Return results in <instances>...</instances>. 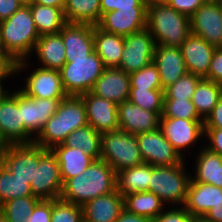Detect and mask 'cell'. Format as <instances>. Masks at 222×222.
<instances>
[{
    "mask_svg": "<svg viewBox=\"0 0 222 222\" xmlns=\"http://www.w3.org/2000/svg\"><path fill=\"white\" fill-rule=\"evenodd\" d=\"M40 35L28 4L21 6L11 17L0 21V47L14 62L15 73L29 68L28 60ZM29 58V59H27Z\"/></svg>",
    "mask_w": 222,
    "mask_h": 222,
    "instance_id": "obj_1",
    "label": "cell"
},
{
    "mask_svg": "<svg viewBox=\"0 0 222 222\" xmlns=\"http://www.w3.org/2000/svg\"><path fill=\"white\" fill-rule=\"evenodd\" d=\"M117 190L116 172L104 160H94L80 175L63 184L60 198L78 206H84L96 197Z\"/></svg>",
    "mask_w": 222,
    "mask_h": 222,
    "instance_id": "obj_2",
    "label": "cell"
},
{
    "mask_svg": "<svg viewBox=\"0 0 222 222\" xmlns=\"http://www.w3.org/2000/svg\"><path fill=\"white\" fill-rule=\"evenodd\" d=\"M87 124L83 99L80 96L68 95L61 100L56 113L47 120L33 143L52 149L62 144L71 132Z\"/></svg>",
    "mask_w": 222,
    "mask_h": 222,
    "instance_id": "obj_3",
    "label": "cell"
},
{
    "mask_svg": "<svg viewBox=\"0 0 222 222\" xmlns=\"http://www.w3.org/2000/svg\"><path fill=\"white\" fill-rule=\"evenodd\" d=\"M146 27L156 45L181 48L191 34L190 17L177 12L167 3L147 5Z\"/></svg>",
    "mask_w": 222,
    "mask_h": 222,
    "instance_id": "obj_4",
    "label": "cell"
},
{
    "mask_svg": "<svg viewBox=\"0 0 222 222\" xmlns=\"http://www.w3.org/2000/svg\"><path fill=\"white\" fill-rule=\"evenodd\" d=\"M186 161L173 166H152L149 192L157 195L167 207L184 206L187 199L191 175L187 171Z\"/></svg>",
    "mask_w": 222,
    "mask_h": 222,
    "instance_id": "obj_5",
    "label": "cell"
},
{
    "mask_svg": "<svg viewBox=\"0 0 222 222\" xmlns=\"http://www.w3.org/2000/svg\"><path fill=\"white\" fill-rule=\"evenodd\" d=\"M100 159L107 162L116 173L144 162L136 135L120 129L101 134Z\"/></svg>",
    "mask_w": 222,
    "mask_h": 222,
    "instance_id": "obj_6",
    "label": "cell"
},
{
    "mask_svg": "<svg viewBox=\"0 0 222 222\" xmlns=\"http://www.w3.org/2000/svg\"><path fill=\"white\" fill-rule=\"evenodd\" d=\"M105 69L95 50L85 58L66 62L59 70L65 92L75 96L90 92Z\"/></svg>",
    "mask_w": 222,
    "mask_h": 222,
    "instance_id": "obj_7",
    "label": "cell"
},
{
    "mask_svg": "<svg viewBox=\"0 0 222 222\" xmlns=\"http://www.w3.org/2000/svg\"><path fill=\"white\" fill-rule=\"evenodd\" d=\"M33 196L41 200L60 198L63 182L60 176L58 160L51 149H48L35 165L34 179L30 183Z\"/></svg>",
    "mask_w": 222,
    "mask_h": 222,
    "instance_id": "obj_8",
    "label": "cell"
},
{
    "mask_svg": "<svg viewBox=\"0 0 222 222\" xmlns=\"http://www.w3.org/2000/svg\"><path fill=\"white\" fill-rule=\"evenodd\" d=\"M155 46L147 27L124 36V49L118 68L129 74L142 69L153 61Z\"/></svg>",
    "mask_w": 222,
    "mask_h": 222,
    "instance_id": "obj_9",
    "label": "cell"
},
{
    "mask_svg": "<svg viewBox=\"0 0 222 222\" xmlns=\"http://www.w3.org/2000/svg\"><path fill=\"white\" fill-rule=\"evenodd\" d=\"M47 150L35 143L10 145L0 154V162L15 177L31 183L34 179L35 165H38L39 159Z\"/></svg>",
    "mask_w": 222,
    "mask_h": 222,
    "instance_id": "obj_10",
    "label": "cell"
},
{
    "mask_svg": "<svg viewBox=\"0 0 222 222\" xmlns=\"http://www.w3.org/2000/svg\"><path fill=\"white\" fill-rule=\"evenodd\" d=\"M159 128L173 148L186 159L183 151L192 150L204 136V120L160 118ZM184 156V157H183Z\"/></svg>",
    "mask_w": 222,
    "mask_h": 222,
    "instance_id": "obj_11",
    "label": "cell"
},
{
    "mask_svg": "<svg viewBox=\"0 0 222 222\" xmlns=\"http://www.w3.org/2000/svg\"><path fill=\"white\" fill-rule=\"evenodd\" d=\"M143 161L152 166H173L185 159L173 148L160 128L136 135Z\"/></svg>",
    "mask_w": 222,
    "mask_h": 222,
    "instance_id": "obj_12",
    "label": "cell"
},
{
    "mask_svg": "<svg viewBox=\"0 0 222 222\" xmlns=\"http://www.w3.org/2000/svg\"><path fill=\"white\" fill-rule=\"evenodd\" d=\"M0 130L10 145L34 142L35 137L24 127L18 107V90L9 92L0 101Z\"/></svg>",
    "mask_w": 222,
    "mask_h": 222,
    "instance_id": "obj_13",
    "label": "cell"
},
{
    "mask_svg": "<svg viewBox=\"0 0 222 222\" xmlns=\"http://www.w3.org/2000/svg\"><path fill=\"white\" fill-rule=\"evenodd\" d=\"M191 33L215 48L222 47L221 0H207L190 17Z\"/></svg>",
    "mask_w": 222,
    "mask_h": 222,
    "instance_id": "obj_14",
    "label": "cell"
},
{
    "mask_svg": "<svg viewBox=\"0 0 222 222\" xmlns=\"http://www.w3.org/2000/svg\"><path fill=\"white\" fill-rule=\"evenodd\" d=\"M61 100L29 97L19 87L18 107L21 111L24 127L36 137L47 120L56 113Z\"/></svg>",
    "mask_w": 222,
    "mask_h": 222,
    "instance_id": "obj_15",
    "label": "cell"
},
{
    "mask_svg": "<svg viewBox=\"0 0 222 222\" xmlns=\"http://www.w3.org/2000/svg\"><path fill=\"white\" fill-rule=\"evenodd\" d=\"M30 75L25 76L26 82L20 89L29 97L40 99H63L67 97L59 70L37 67Z\"/></svg>",
    "mask_w": 222,
    "mask_h": 222,
    "instance_id": "obj_16",
    "label": "cell"
},
{
    "mask_svg": "<svg viewBox=\"0 0 222 222\" xmlns=\"http://www.w3.org/2000/svg\"><path fill=\"white\" fill-rule=\"evenodd\" d=\"M84 102L87 122L98 133L119 130L118 105L109 99L100 98L91 92L79 95Z\"/></svg>",
    "mask_w": 222,
    "mask_h": 222,
    "instance_id": "obj_17",
    "label": "cell"
},
{
    "mask_svg": "<svg viewBox=\"0 0 222 222\" xmlns=\"http://www.w3.org/2000/svg\"><path fill=\"white\" fill-rule=\"evenodd\" d=\"M147 8H126L102 14L100 29L126 36L146 28Z\"/></svg>",
    "mask_w": 222,
    "mask_h": 222,
    "instance_id": "obj_18",
    "label": "cell"
},
{
    "mask_svg": "<svg viewBox=\"0 0 222 222\" xmlns=\"http://www.w3.org/2000/svg\"><path fill=\"white\" fill-rule=\"evenodd\" d=\"M119 129L132 135L153 131L159 128L161 115L135 105L131 101H123L118 105Z\"/></svg>",
    "mask_w": 222,
    "mask_h": 222,
    "instance_id": "obj_19",
    "label": "cell"
},
{
    "mask_svg": "<svg viewBox=\"0 0 222 222\" xmlns=\"http://www.w3.org/2000/svg\"><path fill=\"white\" fill-rule=\"evenodd\" d=\"M59 33L64 42L67 62L85 58L94 51V25L66 23Z\"/></svg>",
    "mask_w": 222,
    "mask_h": 222,
    "instance_id": "obj_20",
    "label": "cell"
},
{
    "mask_svg": "<svg viewBox=\"0 0 222 222\" xmlns=\"http://www.w3.org/2000/svg\"><path fill=\"white\" fill-rule=\"evenodd\" d=\"M90 92L119 105L129 99L130 74L118 67L106 68Z\"/></svg>",
    "mask_w": 222,
    "mask_h": 222,
    "instance_id": "obj_21",
    "label": "cell"
},
{
    "mask_svg": "<svg viewBox=\"0 0 222 222\" xmlns=\"http://www.w3.org/2000/svg\"><path fill=\"white\" fill-rule=\"evenodd\" d=\"M153 62L158 68L163 90L188 72L181 48L157 44Z\"/></svg>",
    "mask_w": 222,
    "mask_h": 222,
    "instance_id": "obj_22",
    "label": "cell"
},
{
    "mask_svg": "<svg viewBox=\"0 0 222 222\" xmlns=\"http://www.w3.org/2000/svg\"><path fill=\"white\" fill-rule=\"evenodd\" d=\"M181 50L188 72L205 78L216 48L191 33L182 44Z\"/></svg>",
    "mask_w": 222,
    "mask_h": 222,
    "instance_id": "obj_23",
    "label": "cell"
},
{
    "mask_svg": "<svg viewBox=\"0 0 222 222\" xmlns=\"http://www.w3.org/2000/svg\"><path fill=\"white\" fill-rule=\"evenodd\" d=\"M83 208L84 221L115 222L124 208V197L117 191L88 201Z\"/></svg>",
    "mask_w": 222,
    "mask_h": 222,
    "instance_id": "obj_24",
    "label": "cell"
},
{
    "mask_svg": "<svg viewBox=\"0 0 222 222\" xmlns=\"http://www.w3.org/2000/svg\"><path fill=\"white\" fill-rule=\"evenodd\" d=\"M222 199V189L207 183L190 182L184 208L194 217H204Z\"/></svg>",
    "mask_w": 222,
    "mask_h": 222,
    "instance_id": "obj_25",
    "label": "cell"
},
{
    "mask_svg": "<svg viewBox=\"0 0 222 222\" xmlns=\"http://www.w3.org/2000/svg\"><path fill=\"white\" fill-rule=\"evenodd\" d=\"M34 54L41 63L42 68L60 70L66 61L65 47L62 35L45 34L41 35L36 42Z\"/></svg>",
    "mask_w": 222,
    "mask_h": 222,
    "instance_id": "obj_26",
    "label": "cell"
},
{
    "mask_svg": "<svg viewBox=\"0 0 222 222\" xmlns=\"http://www.w3.org/2000/svg\"><path fill=\"white\" fill-rule=\"evenodd\" d=\"M51 150L58 160L63 184L68 179L82 174L94 161L82 149L70 148L63 143L54 146Z\"/></svg>",
    "mask_w": 222,
    "mask_h": 222,
    "instance_id": "obj_27",
    "label": "cell"
},
{
    "mask_svg": "<svg viewBox=\"0 0 222 222\" xmlns=\"http://www.w3.org/2000/svg\"><path fill=\"white\" fill-rule=\"evenodd\" d=\"M197 152L193 170L195 176L191 174V181L211 184L222 189V156L204 146Z\"/></svg>",
    "mask_w": 222,
    "mask_h": 222,
    "instance_id": "obj_28",
    "label": "cell"
},
{
    "mask_svg": "<svg viewBox=\"0 0 222 222\" xmlns=\"http://www.w3.org/2000/svg\"><path fill=\"white\" fill-rule=\"evenodd\" d=\"M94 50L106 68L119 67L124 49V36L110 33L94 25Z\"/></svg>",
    "mask_w": 222,
    "mask_h": 222,
    "instance_id": "obj_29",
    "label": "cell"
},
{
    "mask_svg": "<svg viewBox=\"0 0 222 222\" xmlns=\"http://www.w3.org/2000/svg\"><path fill=\"white\" fill-rule=\"evenodd\" d=\"M152 175V165L143 162L131 168L116 173L117 191L124 197L135 192L149 190Z\"/></svg>",
    "mask_w": 222,
    "mask_h": 222,
    "instance_id": "obj_30",
    "label": "cell"
},
{
    "mask_svg": "<svg viewBox=\"0 0 222 222\" xmlns=\"http://www.w3.org/2000/svg\"><path fill=\"white\" fill-rule=\"evenodd\" d=\"M66 23L96 25L101 18V0H66Z\"/></svg>",
    "mask_w": 222,
    "mask_h": 222,
    "instance_id": "obj_31",
    "label": "cell"
},
{
    "mask_svg": "<svg viewBox=\"0 0 222 222\" xmlns=\"http://www.w3.org/2000/svg\"><path fill=\"white\" fill-rule=\"evenodd\" d=\"M165 204L153 192H135L124 196V208L133 214L156 218L166 207Z\"/></svg>",
    "mask_w": 222,
    "mask_h": 222,
    "instance_id": "obj_32",
    "label": "cell"
},
{
    "mask_svg": "<svg viewBox=\"0 0 222 222\" xmlns=\"http://www.w3.org/2000/svg\"><path fill=\"white\" fill-rule=\"evenodd\" d=\"M33 15L39 35L57 34L66 24L64 12L61 8L49 7L41 4H28Z\"/></svg>",
    "mask_w": 222,
    "mask_h": 222,
    "instance_id": "obj_33",
    "label": "cell"
},
{
    "mask_svg": "<svg viewBox=\"0 0 222 222\" xmlns=\"http://www.w3.org/2000/svg\"><path fill=\"white\" fill-rule=\"evenodd\" d=\"M63 144L70 148L82 149L86 155L94 160L100 159L101 133H98L89 124L71 132Z\"/></svg>",
    "mask_w": 222,
    "mask_h": 222,
    "instance_id": "obj_34",
    "label": "cell"
},
{
    "mask_svg": "<svg viewBox=\"0 0 222 222\" xmlns=\"http://www.w3.org/2000/svg\"><path fill=\"white\" fill-rule=\"evenodd\" d=\"M221 98V88L219 83L201 78L193 93L192 103L198 115L205 120L212 112Z\"/></svg>",
    "mask_w": 222,
    "mask_h": 222,
    "instance_id": "obj_35",
    "label": "cell"
},
{
    "mask_svg": "<svg viewBox=\"0 0 222 222\" xmlns=\"http://www.w3.org/2000/svg\"><path fill=\"white\" fill-rule=\"evenodd\" d=\"M24 196H33L30 183L15 177L0 162V206L11 199Z\"/></svg>",
    "mask_w": 222,
    "mask_h": 222,
    "instance_id": "obj_36",
    "label": "cell"
},
{
    "mask_svg": "<svg viewBox=\"0 0 222 222\" xmlns=\"http://www.w3.org/2000/svg\"><path fill=\"white\" fill-rule=\"evenodd\" d=\"M40 201L35 196L14 198L0 206V213L8 222H28L30 214Z\"/></svg>",
    "mask_w": 222,
    "mask_h": 222,
    "instance_id": "obj_37",
    "label": "cell"
},
{
    "mask_svg": "<svg viewBox=\"0 0 222 222\" xmlns=\"http://www.w3.org/2000/svg\"><path fill=\"white\" fill-rule=\"evenodd\" d=\"M128 100L142 109L162 115L164 90L130 88Z\"/></svg>",
    "mask_w": 222,
    "mask_h": 222,
    "instance_id": "obj_38",
    "label": "cell"
},
{
    "mask_svg": "<svg viewBox=\"0 0 222 222\" xmlns=\"http://www.w3.org/2000/svg\"><path fill=\"white\" fill-rule=\"evenodd\" d=\"M201 77L187 72L174 84L164 89V99L192 100Z\"/></svg>",
    "mask_w": 222,
    "mask_h": 222,
    "instance_id": "obj_39",
    "label": "cell"
},
{
    "mask_svg": "<svg viewBox=\"0 0 222 222\" xmlns=\"http://www.w3.org/2000/svg\"><path fill=\"white\" fill-rule=\"evenodd\" d=\"M161 118L203 120L197 113L192 100L164 99Z\"/></svg>",
    "mask_w": 222,
    "mask_h": 222,
    "instance_id": "obj_40",
    "label": "cell"
},
{
    "mask_svg": "<svg viewBox=\"0 0 222 222\" xmlns=\"http://www.w3.org/2000/svg\"><path fill=\"white\" fill-rule=\"evenodd\" d=\"M83 208L61 198L51 200L50 222H83Z\"/></svg>",
    "mask_w": 222,
    "mask_h": 222,
    "instance_id": "obj_41",
    "label": "cell"
},
{
    "mask_svg": "<svg viewBox=\"0 0 222 222\" xmlns=\"http://www.w3.org/2000/svg\"><path fill=\"white\" fill-rule=\"evenodd\" d=\"M130 88L162 89L159 71L153 61L142 69L130 73Z\"/></svg>",
    "mask_w": 222,
    "mask_h": 222,
    "instance_id": "obj_42",
    "label": "cell"
},
{
    "mask_svg": "<svg viewBox=\"0 0 222 222\" xmlns=\"http://www.w3.org/2000/svg\"><path fill=\"white\" fill-rule=\"evenodd\" d=\"M165 208L152 222H195V218L183 206ZM167 209V210H166Z\"/></svg>",
    "mask_w": 222,
    "mask_h": 222,
    "instance_id": "obj_43",
    "label": "cell"
},
{
    "mask_svg": "<svg viewBox=\"0 0 222 222\" xmlns=\"http://www.w3.org/2000/svg\"><path fill=\"white\" fill-rule=\"evenodd\" d=\"M147 5V0H101V16L126 8H147Z\"/></svg>",
    "mask_w": 222,
    "mask_h": 222,
    "instance_id": "obj_44",
    "label": "cell"
},
{
    "mask_svg": "<svg viewBox=\"0 0 222 222\" xmlns=\"http://www.w3.org/2000/svg\"><path fill=\"white\" fill-rule=\"evenodd\" d=\"M207 0H167L166 3L179 13L191 17Z\"/></svg>",
    "mask_w": 222,
    "mask_h": 222,
    "instance_id": "obj_45",
    "label": "cell"
},
{
    "mask_svg": "<svg viewBox=\"0 0 222 222\" xmlns=\"http://www.w3.org/2000/svg\"><path fill=\"white\" fill-rule=\"evenodd\" d=\"M204 140L209 141L203 146L209 151L222 156V129L204 128ZM208 139V140H207Z\"/></svg>",
    "mask_w": 222,
    "mask_h": 222,
    "instance_id": "obj_46",
    "label": "cell"
},
{
    "mask_svg": "<svg viewBox=\"0 0 222 222\" xmlns=\"http://www.w3.org/2000/svg\"><path fill=\"white\" fill-rule=\"evenodd\" d=\"M205 79L222 83V47L216 48Z\"/></svg>",
    "mask_w": 222,
    "mask_h": 222,
    "instance_id": "obj_47",
    "label": "cell"
},
{
    "mask_svg": "<svg viewBox=\"0 0 222 222\" xmlns=\"http://www.w3.org/2000/svg\"><path fill=\"white\" fill-rule=\"evenodd\" d=\"M51 200H41L29 216L28 222H50Z\"/></svg>",
    "mask_w": 222,
    "mask_h": 222,
    "instance_id": "obj_48",
    "label": "cell"
},
{
    "mask_svg": "<svg viewBox=\"0 0 222 222\" xmlns=\"http://www.w3.org/2000/svg\"><path fill=\"white\" fill-rule=\"evenodd\" d=\"M204 128L222 129V97L204 120Z\"/></svg>",
    "mask_w": 222,
    "mask_h": 222,
    "instance_id": "obj_49",
    "label": "cell"
},
{
    "mask_svg": "<svg viewBox=\"0 0 222 222\" xmlns=\"http://www.w3.org/2000/svg\"><path fill=\"white\" fill-rule=\"evenodd\" d=\"M23 5L21 0H0V21L11 17Z\"/></svg>",
    "mask_w": 222,
    "mask_h": 222,
    "instance_id": "obj_50",
    "label": "cell"
},
{
    "mask_svg": "<svg viewBox=\"0 0 222 222\" xmlns=\"http://www.w3.org/2000/svg\"><path fill=\"white\" fill-rule=\"evenodd\" d=\"M115 222H152V219L130 213L124 209Z\"/></svg>",
    "mask_w": 222,
    "mask_h": 222,
    "instance_id": "obj_51",
    "label": "cell"
},
{
    "mask_svg": "<svg viewBox=\"0 0 222 222\" xmlns=\"http://www.w3.org/2000/svg\"><path fill=\"white\" fill-rule=\"evenodd\" d=\"M204 218L210 222H222V199L210 208Z\"/></svg>",
    "mask_w": 222,
    "mask_h": 222,
    "instance_id": "obj_52",
    "label": "cell"
},
{
    "mask_svg": "<svg viewBox=\"0 0 222 222\" xmlns=\"http://www.w3.org/2000/svg\"><path fill=\"white\" fill-rule=\"evenodd\" d=\"M13 66L14 62L0 48V76L5 75Z\"/></svg>",
    "mask_w": 222,
    "mask_h": 222,
    "instance_id": "obj_53",
    "label": "cell"
},
{
    "mask_svg": "<svg viewBox=\"0 0 222 222\" xmlns=\"http://www.w3.org/2000/svg\"><path fill=\"white\" fill-rule=\"evenodd\" d=\"M26 4H41L49 7L61 8L63 10L66 0H29Z\"/></svg>",
    "mask_w": 222,
    "mask_h": 222,
    "instance_id": "obj_54",
    "label": "cell"
},
{
    "mask_svg": "<svg viewBox=\"0 0 222 222\" xmlns=\"http://www.w3.org/2000/svg\"><path fill=\"white\" fill-rule=\"evenodd\" d=\"M16 75L15 73V67L13 66L5 75L0 76V101L7 95L9 94V92H11L10 90L8 91L7 89H5L3 87V83L6 80V78H9L12 76Z\"/></svg>",
    "mask_w": 222,
    "mask_h": 222,
    "instance_id": "obj_55",
    "label": "cell"
},
{
    "mask_svg": "<svg viewBox=\"0 0 222 222\" xmlns=\"http://www.w3.org/2000/svg\"><path fill=\"white\" fill-rule=\"evenodd\" d=\"M9 146L10 144L6 141L0 130V154H2Z\"/></svg>",
    "mask_w": 222,
    "mask_h": 222,
    "instance_id": "obj_56",
    "label": "cell"
},
{
    "mask_svg": "<svg viewBox=\"0 0 222 222\" xmlns=\"http://www.w3.org/2000/svg\"><path fill=\"white\" fill-rule=\"evenodd\" d=\"M167 0H147L148 4L152 3H166Z\"/></svg>",
    "mask_w": 222,
    "mask_h": 222,
    "instance_id": "obj_57",
    "label": "cell"
},
{
    "mask_svg": "<svg viewBox=\"0 0 222 222\" xmlns=\"http://www.w3.org/2000/svg\"><path fill=\"white\" fill-rule=\"evenodd\" d=\"M195 222H210V221L206 220L204 217H196Z\"/></svg>",
    "mask_w": 222,
    "mask_h": 222,
    "instance_id": "obj_58",
    "label": "cell"
},
{
    "mask_svg": "<svg viewBox=\"0 0 222 222\" xmlns=\"http://www.w3.org/2000/svg\"><path fill=\"white\" fill-rule=\"evenodd\" d=\"M0 222H8L7 219L0 213Z\"/></svg>",
    "mask_w": 222,
    "mask_h": 222,
    "instance_id": "obj_59",
    "label": "cell"
},
{
    "mask_svg": "<svg viewBox=\"0 0 222 222\" xmlns=\"http://www.w3.org/2000/svg\"><path fill=\"white\" fill-rule=\"evenodd\" d=\"M221 23H222V0H221Z\"/></svg>",
    "mask_w": 222,
    "mask_h": 222,
    "instance_id": "obj_60",
    "label": "cell"
},
{
    "mask_svg": "<svg viewBox=\"0 0 222 222\" xmlns=\"http://www.w3.org/2000/svg\"><path fill=\"white\" fill-rule=\"evenodd\" d=\"M24 4H26L29 0H21Z\"/></svg>",
    "mask_w": 222,
    "mask_h": 222,
    "instance_id": "obj_61",
    "label": "cell"
},
{
    "mask_svg": "<svg viewBox=\"0 0 222 222\" xmlns=\"http://www.w3.org/2000/svg\"><path fill=\"white\" fill-rule=\"evenodd\" d=\"M220 88H221V97H222V83H220Z\"/></svg>",
    "mask_w": 222,
    "mask_h": 222,
    "instance_id": "obj_62",
    "label": "cell"
}]
</instances>
